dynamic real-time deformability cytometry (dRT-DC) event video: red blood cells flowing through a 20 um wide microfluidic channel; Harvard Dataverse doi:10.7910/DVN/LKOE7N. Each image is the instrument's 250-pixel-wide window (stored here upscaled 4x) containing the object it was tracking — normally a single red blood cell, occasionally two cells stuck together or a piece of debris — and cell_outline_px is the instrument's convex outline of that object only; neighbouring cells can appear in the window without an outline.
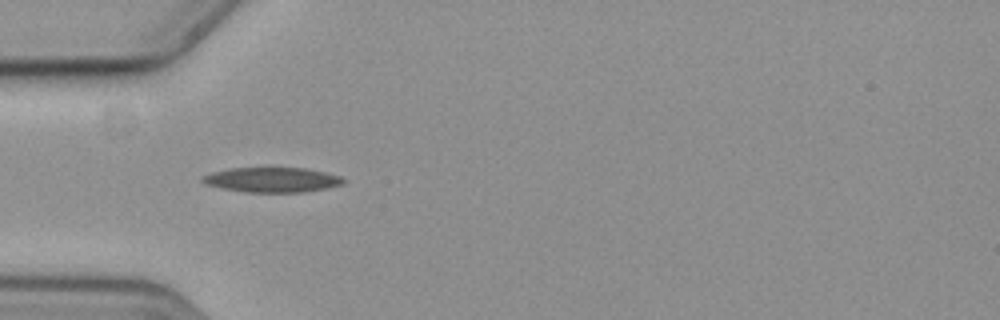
{"species": "common noctule bat (a hibernating species)", "species_latin": "Nyctalus noctula", "temperature_condition": "cold", "stored_images_in_passage": 37, "camera_frame_rate_fps": 3000, "um_per_image_px": 0.085, "animal": {"sex": "female", "body_mass_g": 19.3, "forearm_length_mm": 54.1}, "frame": {"image": 1, "passage_image": 1, "time_ms": 0.0, "image_size_px": [1000, 320], "cell_outline_px": [[344, 184], [328, 188], [304, 192], [244, 192], [220, 188], [204, 184], [200, 180], [200, 176], [212, 172], [228, 168], [304, 168], [324, 172], [340, 176], [344, 180]], "centroid_in_image_um": [23.07, 15.29], "position_along_channel_um": 61.9, "area_um2": 20.58}}
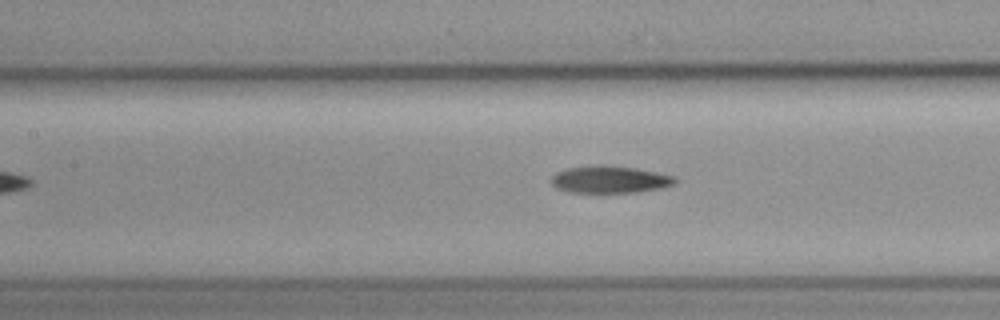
{"frame": {"image": 2, "passage_image": 9, "time_ms": 2.667, "image_size_px": [1000, 320], "cell_outline_px": [[680, 180], [676, 184], [660, 188], [636, 192], [568, 192], [556, 188], [552, 184], [552, 176], [556, 172], [568, 168], [596, 164], [604, 164], [636, 168], [676, 176]], "centroid_in_image_um": [51.87, 15.24], "position_along_channel_um": 155.5, "area_um2": 19.83}}
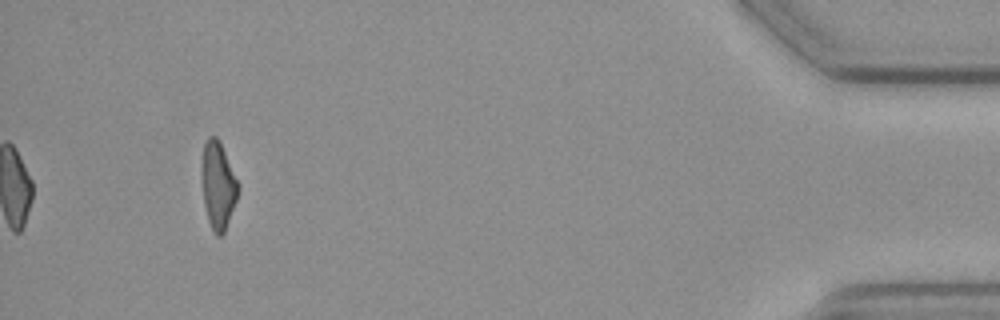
{"frame": {"image": 3, "passage_image": 37, "time_ms": 12.0, "image_size_px": [1000, 320], "cell_outline_px": [[240, 188], [236, 200], [224, 232], [220, 236], [216, 236], [208, 220], [204, 204], [200, 180], [200, 160], [204, 144], [208, 136], [216, 136], [220, 140], [240, 184]], "centroid_in_image_um": [18.51, 15.67], "position_along_channel_um": 416.7, "area_um2": 19.07}}